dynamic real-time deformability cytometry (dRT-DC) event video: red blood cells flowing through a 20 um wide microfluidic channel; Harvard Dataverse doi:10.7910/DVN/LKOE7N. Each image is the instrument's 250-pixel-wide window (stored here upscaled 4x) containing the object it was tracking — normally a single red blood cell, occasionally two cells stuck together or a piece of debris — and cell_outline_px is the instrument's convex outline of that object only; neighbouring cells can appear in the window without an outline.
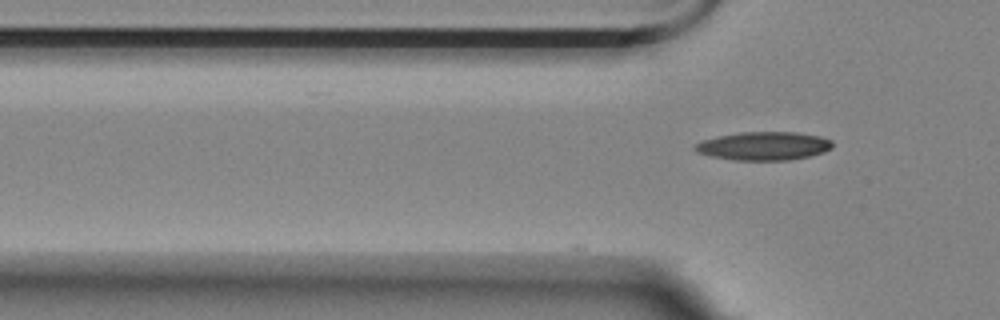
{"species": "Egyptian fruit bat (a non-hibernating species)", "species_latin": "Rousettus aegyptiacus", "temperature_condition": "room temperature", "stored_images_in_passage": 4, "camera_frame_rate_fps": 3000, "um_per_image_px": 0.085, "animal": {"sex": "female"}, "frame": {"image": 1, "passage_image": 4, "time_ms": 1.0, "image_size_px": [1000, 320], "cell_outline_px": [[832, 148], [824, 152], [808, 156], [788, 160], [732, 160], [712, 156], [696, 152], [692, 148], [700, 140], [716, 136], [740, 132], [796, 132], [820, 136], [832, 140]], "centroid_in_image_um": [64.89, 12.4], "position_along_channel_um": 60.9, "area_um2": 22.89}}